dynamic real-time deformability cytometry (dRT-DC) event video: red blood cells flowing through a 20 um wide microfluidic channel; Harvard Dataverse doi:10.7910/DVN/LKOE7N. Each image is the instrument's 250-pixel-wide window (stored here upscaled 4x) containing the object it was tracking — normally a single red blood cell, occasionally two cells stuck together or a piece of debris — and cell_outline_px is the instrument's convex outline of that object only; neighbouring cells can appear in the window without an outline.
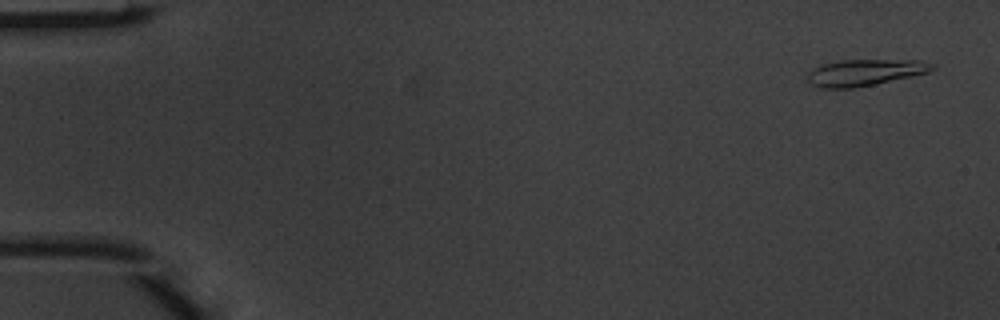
{"species": "common noctule bat (a hibernating species)", "species_latin": "Nyctalus noctula", "temperature_condition": "warm", "stored_images_in_passage": 3, "camera_frame_rate_fps": 3000, "um_per_image_px": 0.085, "animal": {"sex": "male", "body_mass_g": 20.1, "forearm_length_mm": 53.5}, "frame": {"image": 1, "passage_image": 1, "time_ms": 0.0, "image_size_px": [1000, 320], "cell_outline_px": [[936, 68], [928, 72], [912, 76], [852, 88], [820, 88], [812, 84], [808, 80], [808, 72], [824, 64], [844, 60], [920, 60], [936, 64]], "centroid_in_image_um": [73.56, 6.15], "position_along_channel_um": 11.4, "area_um2": 18.9}}